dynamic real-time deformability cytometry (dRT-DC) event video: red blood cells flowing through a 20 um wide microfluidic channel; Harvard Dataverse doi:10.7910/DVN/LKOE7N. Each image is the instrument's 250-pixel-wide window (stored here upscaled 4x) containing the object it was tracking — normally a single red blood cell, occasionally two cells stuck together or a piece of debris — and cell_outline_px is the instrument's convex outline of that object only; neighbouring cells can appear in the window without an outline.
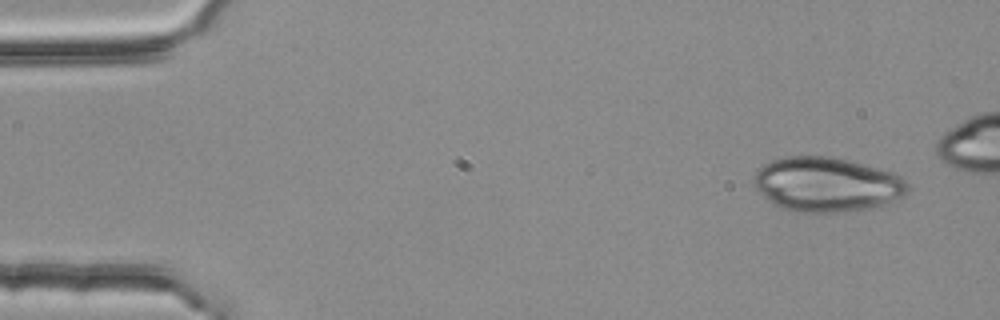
{"species": "common noctule bat (a hibernating species)", "species_latin": "Nyctalus noctula", "temperature_condition": "room temperature", "stored_images_in_passage": 5, "camera_frame_rate_fps": 3000, "um_per_image_px": 0.085, "animal": {"sex": "female", "body_mass_g": 25.1}, "frame": {"image": 1, "passage_image": 1, "time_ms": 0.0, "image_size_px": [1000, 320], "cell_outline_px": [[908, 192], [904, 196], [884, 204], [868, 208], [836, 212], [800, 212], [784, 208], [768, 200], [756, 188], [752, 180], [756, 172], [764, 164], [772, 160], [788, 156], [832, 156], [864, 164], [892, 172], [900, 176], [908, 184]], "centroid_in_image_um": [70.28, 15.66], "position_along_channel_um": 14.7, "area_um2": 48.55}}